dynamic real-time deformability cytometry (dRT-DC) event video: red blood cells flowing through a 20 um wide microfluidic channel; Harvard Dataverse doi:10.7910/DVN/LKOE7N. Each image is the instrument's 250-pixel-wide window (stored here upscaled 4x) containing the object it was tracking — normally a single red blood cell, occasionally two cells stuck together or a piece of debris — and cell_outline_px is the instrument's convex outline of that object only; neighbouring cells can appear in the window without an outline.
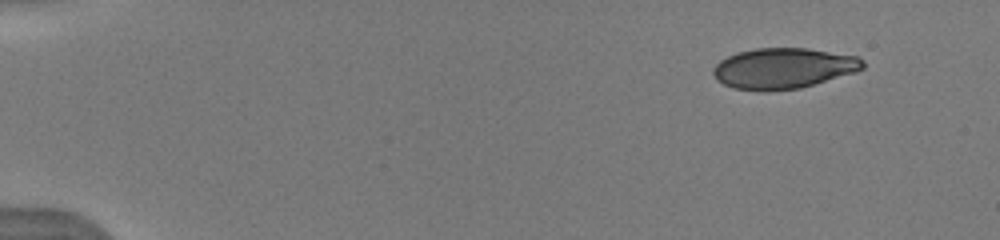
{"species": "human", "species_latin": "Homo sapiens", "temperature_condition": "warm", "stored_images_in_passage": 44, "camera_frame_rate_fps": 3000, "um_per_image_px": 0.085, "donor": {"sex": "male"}, "frame": {"image": 1, "passage_image": 1, "time_ms": 0.0, "image_size_px": [1000, 240], "cell_outline_px": [[864, 68], [856, 72], [800, 88], [764, 92], [760, 92], [732, 88], [716, 80], [712, 72], [712, 68], [720, 60], [736, 52], [756, 48], [808, 48], [860, 56], [864, 60]], "centroid_in_image_um": [66.58, 5.81], "position_along_channel_um": 18.4, "area_um2": 35.95}}
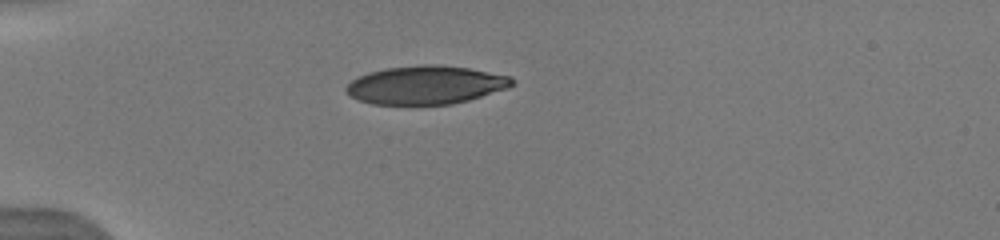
{"frame": {"image": 2, "passage_image": 13, "time_ms": 3.333, "image_size_px": [1000, 240], "cell_outline_px": [[516, 84], [508, 88], [468, 100], [452, 104], [372, 104], [360, 100], [352, 96], [344, 88], [352, 80], [368, 72], [384, 68], [424, 64], [436, 64], [468, 68], [512, 76], [516, 80]], "centroid_in_image_um": [36.24, 7.21], "position_along_channel_um": 48.8, "area_um2": 37.11}}
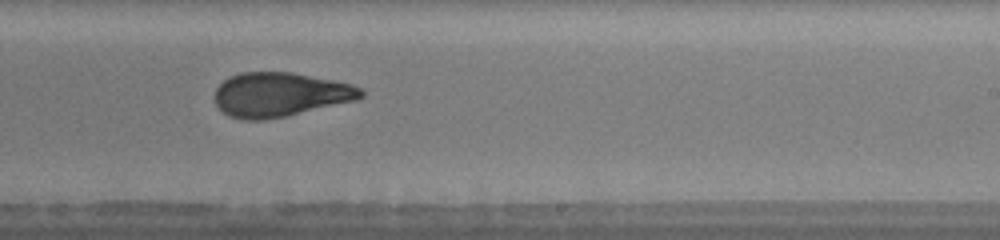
{"frame": {"image": 3, "passage_image": 27, "time_ms": 9.333, "image_size_px": [1000, 240], "cell_outline_px": [[364, 96], [356, 100], [284, 116], [264, 120], [240, 120], [228, 116], [216, 104], [216, 88], [228, 76], [240, 72], [292, 72], [352, 84], [360, 88], [364, 92]], "centroid_in_image_um": [23.78, 8.03], "position_along_channel_um": 265.2, "area_um2": 37.51}, "authors_computed_cell_mechanics": {"area_um2": 36.9053, "velocity_mm_per_s": 4.0513, "shape_relaxation_time_tau1_ms": 7.3036, "shape_relaxation_time_tau2_ms": 1.2636, "deformation_change_tau1": 0.2121, "deformation_change_tau2": 0.0733}}